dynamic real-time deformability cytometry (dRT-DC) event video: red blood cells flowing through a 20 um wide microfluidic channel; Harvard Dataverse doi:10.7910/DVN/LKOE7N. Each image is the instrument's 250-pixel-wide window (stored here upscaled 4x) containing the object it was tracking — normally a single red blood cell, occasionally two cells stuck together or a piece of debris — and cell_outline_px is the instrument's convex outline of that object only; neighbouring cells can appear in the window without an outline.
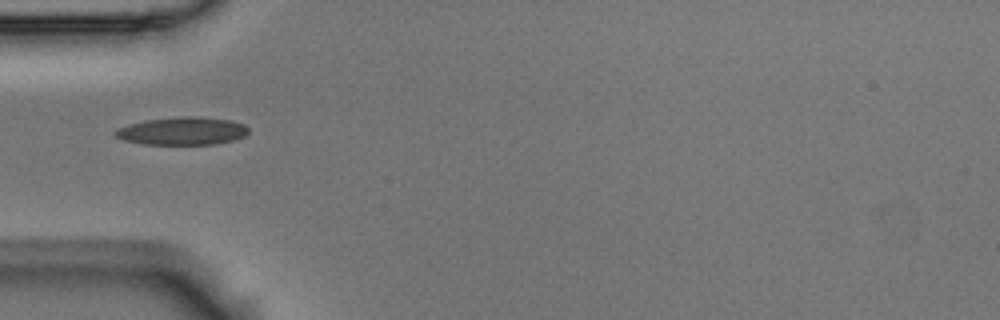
{"species": "Egyptian fruit bat (a non-hibernating species)", "species_latin": "Rousettus aegyptiacus", "temperature_condition": "room temperature", "stored_images_in_passage": 4, "camera_frame_rate_fps": 3000, "um_per_image_px": 0.085, "animal": {"sex": "male"}, "frame": {"image": 1, "passage_image": 1, "time_ms": 0.0, "image_size_px": [1000, 320], "cell_outline_px": [[248, 132], [244, 136], [232, 140], [216, 144], [144, 144], [124, 140], [116, 136], [112, 132], [128, 124], [148, 120], [180, 116], [196, 116], [232, 120], [244, 124], [248, 128]], "centroid_in_image_um": [15.52, 11.13], "position_along_channel_um": 69.5, "area_um2": 21.5}}
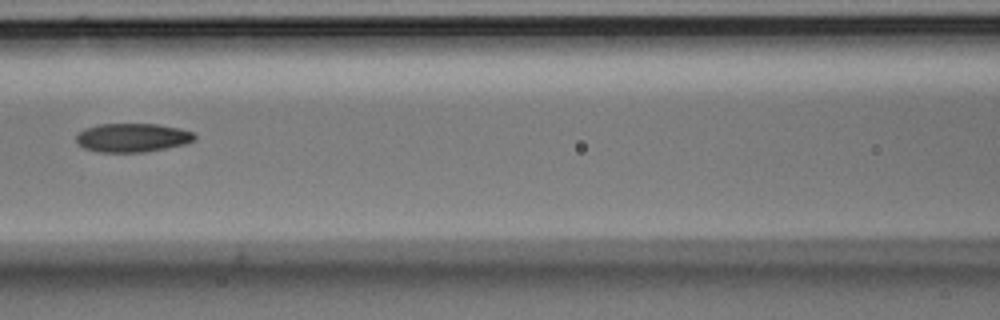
{"frame": {"image": 2, "passage_image": 3, "time_ms": 0.667, "image_size_px": [1000, 320], "cell_outline_px": [[196, 140], [184, 144], [144, 152], [100, 152], [84, 148], [76, 140], [76, 136], [84, 128], [100, 124], [156, 124], [180, 128], [192, 132], [196, 136]], "centroid_in_image_um": [11.26, 11.69], "position_along_channel_um": 155.3, "area_um2": 19.71}}
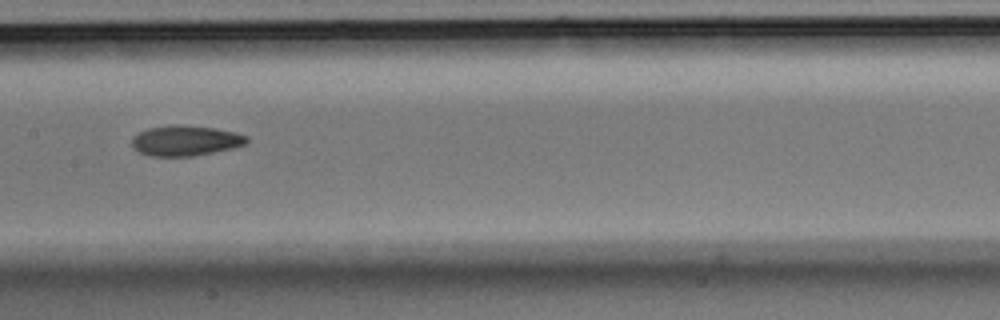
{"frame": {"image": 3, "passage_image": 4, "time_ms": 1.0, "image_size_px": [1000, 320], "cell_outline_px": [[248, 140], [244, 144], [232, 148], [192, 156], [152, 156], [140, 152], [132, 144], [132, 136], [136, 132], [148, 128], [172, 124], [212, 128], [236, 132], [248, 136]], "centroid_in_image_um": [15.73, 11.94], "position_along_channel_um": 191.7, "area_um2": 20.11}}